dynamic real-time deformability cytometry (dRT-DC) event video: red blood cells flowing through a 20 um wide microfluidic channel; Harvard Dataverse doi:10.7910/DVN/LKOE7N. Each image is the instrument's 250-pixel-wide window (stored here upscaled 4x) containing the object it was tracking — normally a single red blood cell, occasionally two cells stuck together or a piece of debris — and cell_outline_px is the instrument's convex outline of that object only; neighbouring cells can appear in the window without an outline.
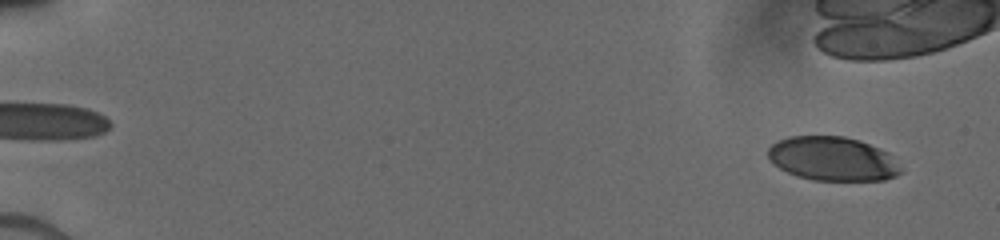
{"species": "human", "species_latin": "Homo sapiens", "temperature_condition": "cold", "stored_images_in_passage": 7, "camera_frame_rate_fps": 3000, "um_per_image_px": 0.085, "donor": {"sex": "male"}, "frame": {"image": 1, "passage_image": 1, "time_ms": 0.0, "image_size_px": [1000, 240], "cell_outline_px": [[904, 172], [896, 176], [884, 180], [812, 180], [788, 172], [780, 168], [768, 156], [768, 148], [776, 140], [788, 136], [844, 136], [860, 140], [880, 148], [888, 152]], "centroid_in_image_um": [70.8, 13.48], "position_along_channel_um": 14.2, "area_um2": 34.04}}